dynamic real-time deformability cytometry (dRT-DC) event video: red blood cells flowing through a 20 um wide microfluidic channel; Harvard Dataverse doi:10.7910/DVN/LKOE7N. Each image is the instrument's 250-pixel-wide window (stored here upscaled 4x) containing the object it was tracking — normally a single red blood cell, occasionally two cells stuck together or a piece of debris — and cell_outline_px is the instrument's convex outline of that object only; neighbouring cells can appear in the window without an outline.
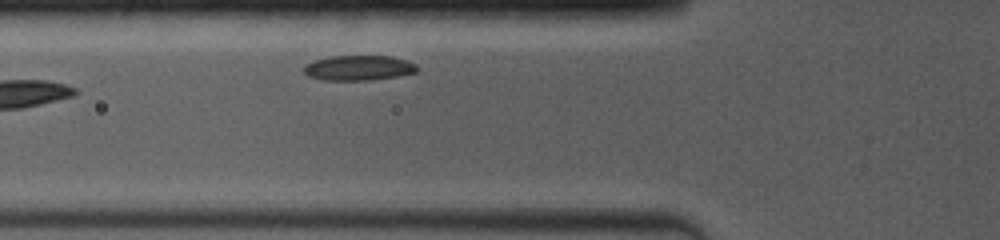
{"species": "common noctule bat (a hibernating species)", "species_latin": "Nyctalus noctula", "temperature_condition": "room temperature", "stored_images_in_passage": 52, "camera_frame_rate_fps": 4000, "um_per_image_px": 0.085, "animal": {"sex": "female", "body_mass_g": 19.0, "forearm_length_mm": 53.3}, "frame": {"image": 1, "passage_image": 9, "time_ms": 1.25, "image_size_px": [1000, 240], "cell_outline_px": [[416, 72], [396, 76], [372, 80], [324, 80], [308, 76], [304, 72], [304, 64], [328, 56], [392, 56], [416, 64]], "centroid_in_image_um": [30.44, 5.77], "position_along_channel_um": 95.4, "area_um2": 16.42}}
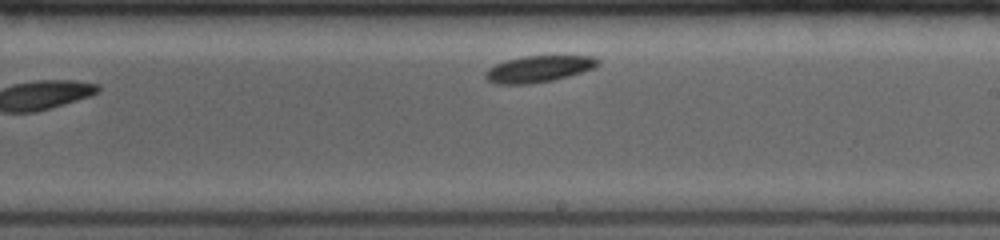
{"frame": {"image": 2, "passage_image": 27, "time_ms": 5.25, "image_size_px": [1000, 240], "cell_outline_px": [[600, 64], [592, 68], [568, 76], [552, 80], [532, 84], [496, 84], [488, 80], [484, 76], [484, 72], [488, 68], [504, 60], [524, 56], [592, 56], [600, 60]], "centroid_in_image_um": [45.74, 5.86], "position_along_channel_um": 243.3, "area_um2": 17.34}}
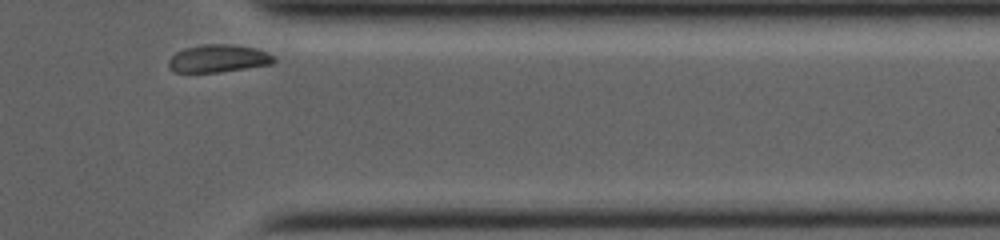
{"frame": {"image": 3, "passage_image": 49, "time_ms": 9.25, "image_size_px": [1000, 240], "cell_outline_px": [[276, 60], [272, 64], [220, 72], [172, 72], [168, 64], [168, 60], [176, 52], [184, 48], [204, 44], [232, 44], [256, 48], [268, 52], [276, 56]], "centroid_in_image_um": [18.58, 4.97], "position_along_channel_um": 392.8, "area_um2": 17.17}}